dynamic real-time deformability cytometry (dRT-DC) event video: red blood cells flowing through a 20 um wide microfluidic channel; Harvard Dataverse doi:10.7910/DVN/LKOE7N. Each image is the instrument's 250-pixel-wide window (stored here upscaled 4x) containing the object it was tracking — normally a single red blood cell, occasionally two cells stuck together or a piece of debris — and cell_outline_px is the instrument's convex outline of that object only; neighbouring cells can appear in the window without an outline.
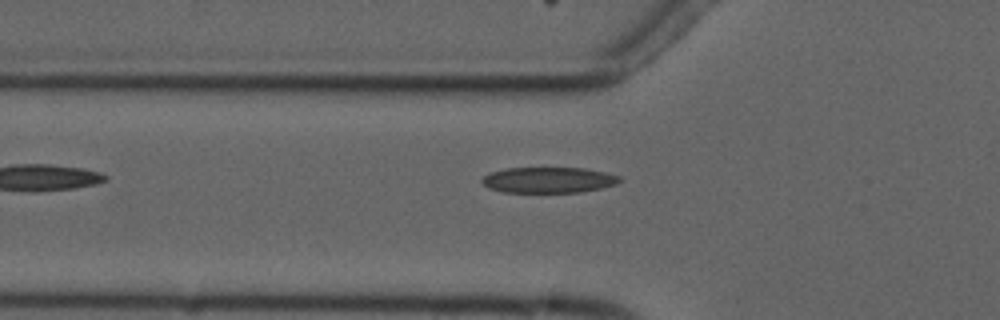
{"species": "common noctule bat (a hibernating species)", "species_latin": "Nyctalus noctula", "temperature_condition": "cold", "stored_images_in_passage": 3, "camera_frame_rate_fps": 3000, "um_per_image_px": 0.085, "animal": {"sex": "male", "forearm_length_mm": 52.5}, "frame": {"image": 1, "passage_image": 2, "time_ms": 1.333, "image_size_px": [1000, 320], "cell_outline_px": [[624, 180], [616, 184], [600, 188], [580, 192], [504, 192], [488, 188], [480, 180], [488, 172], [504, 168], [584, 168], [604, 172], [620, 176]], "centroid_in_image_um": [46.61, 15.29], "position_along_channel_um": 79.2, "area_um2": 20.75}}
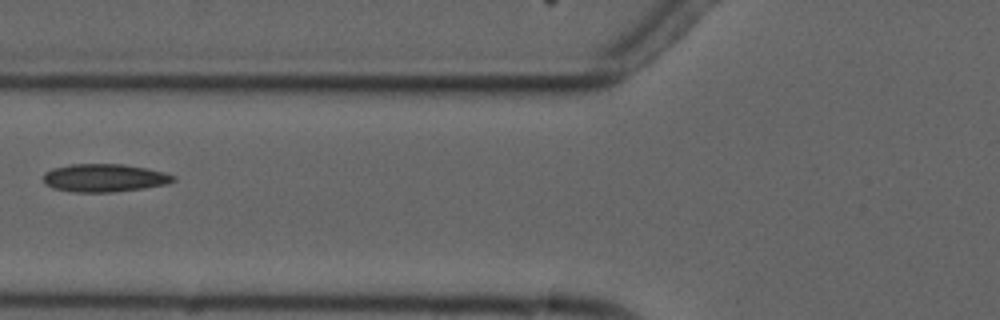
{"frame": {"image": 2, "passage_image": 3, "time_ms": 2.333, "image_size_px": [1000, 320], "cell_outline_px": [[176, 180], [168, 184], [144, 188], [112, 192], [76, 192], [52, 188], [44, 184], [44, 172], [52, 168], [72, 164], [124, 164], [148, 168], [164, 172], [176, 176]], "centroid_in_image_um": [8.89, 15.12], "position_along_channel_um": 116.9, "area_um2": 21.39}}